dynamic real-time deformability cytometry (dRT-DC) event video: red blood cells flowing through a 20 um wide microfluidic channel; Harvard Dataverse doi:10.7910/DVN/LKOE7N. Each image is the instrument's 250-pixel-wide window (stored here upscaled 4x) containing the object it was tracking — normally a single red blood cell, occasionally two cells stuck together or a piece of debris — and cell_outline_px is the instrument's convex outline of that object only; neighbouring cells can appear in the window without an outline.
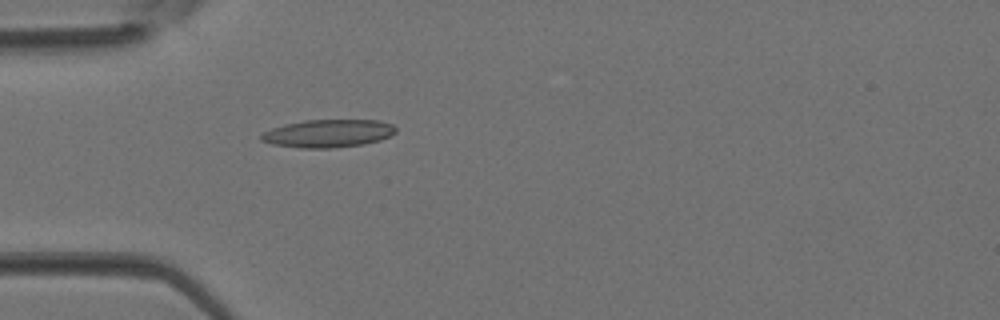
{"species": "Egyptian fruit bat (a non-hibernating species)", "species_latin": "Rousettus aegyptiacus", "temperature_condition": "room temperature", "stored_images_in_passage": 4, "camera_frame_rate_fps": 3000, "um_per_image_px": 0.085, "animal": {"sex": "female"}, "frame": {"image": 1, "passage_image": 4, "time_ms": 1.0, "image_size_px": [1000, 320], "cell_outline_px": [[396, 132], [380, 140], [364, 144], [332, 148], [300, 148], [272, 144], [260, 140], [260, 136], [264, 132], [272, 128], [284, 124], [304, 120], [380, 120], [392, 124], [396, 128]], "centroid_in_image_um": [27.88, 11.34], "position_along_channel_um": 57.1, "area_um2": 21.91}}